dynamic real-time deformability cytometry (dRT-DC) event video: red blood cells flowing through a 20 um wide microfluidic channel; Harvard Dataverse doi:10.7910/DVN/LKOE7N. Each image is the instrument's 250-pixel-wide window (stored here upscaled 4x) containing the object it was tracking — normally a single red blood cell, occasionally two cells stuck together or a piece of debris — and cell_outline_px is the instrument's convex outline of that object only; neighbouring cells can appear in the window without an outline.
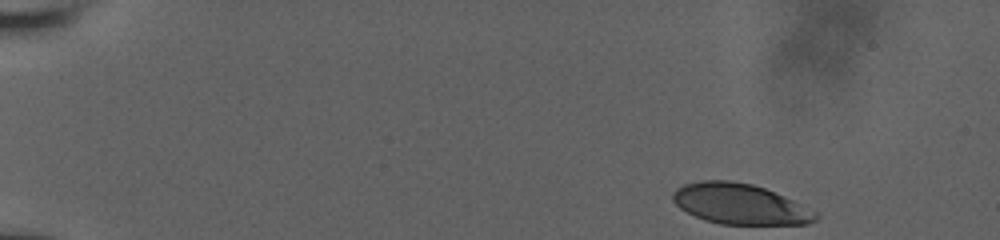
{"species": "human", "species_latin": "Homo sapiens", "temperature_condition": "room temperature", "stored_images_in_passage": 43, "camera_frame_rate_fps": 3000, "um_per_image_px": 0.085, "donor": {"sex": "male"}, "frame": {"image": 1, "passage_image": 1, "time_ms": 0.0, "image_size_px": [1000, 240], "cell_outline_px": [[820, 216], [816, 220], [808, 224], [720, 224], [704, 220], [680, 208], [672, 200], [672, 192], [676, 188], [684, 184], [700, 180], [728, 180], [752, 184], [764, 188], [784, 196], [820, 212]], "centroid_in_image_um": [62.92, 17.34], "position_along_channel_um": 22.1, "area_um2": 33.93}}
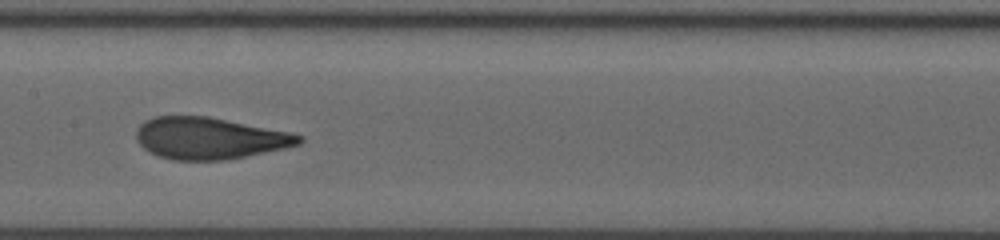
{"frame": {"image": 2, "passage_image": 24, "time_ms": 7.667, "image_size_px": [1000, 240], "cell_outline_px": [[304, 140], [300, 144], [288, 148], [228, 160], [172, 160], [156, 156], [148, 152], [136, 140], [136, 128], [144, 120], [152, 116], [208, 116], [292, 132], [304, 136]], "centroid_in_image_um": [17.83, 11.75], "position_along_channel_um": 189.6, "area_um2": 40.29}}
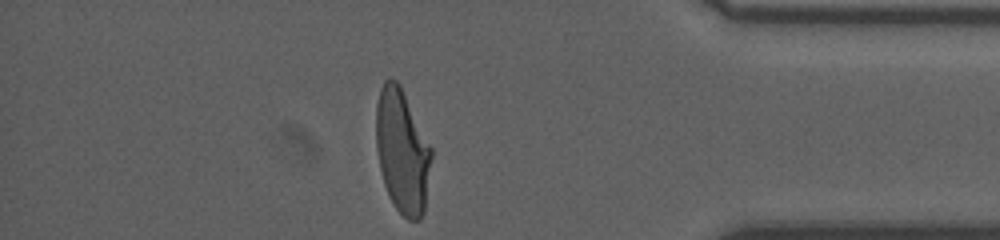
{"frame": {"image": 3, "passage_image": 42, "time_ms": 13.667, "image_size_px": [1000, 240], "cell_outline_px": [[432, 156], [424, 212], [420, 220], [408, 220], [396, 208], [388, 196], [384, 184], [380, 168], [376, 148], [376, 104], [380, 88], [384, 80], [388, 76], [392, 76], [400, 84], [432, 148]], "centroid_in_image_um": [34.18, 12.82], "position_along_channel_um": 401.0, "area_um2": 40.23}, "authors_computed_cell_mechanics": {"area_um2": 39.7086, "velocity_mm_per_s": 3.9506, "shape_relaxation_time_tau1_ms": 4.7632, "shape_relaxation_time_tau2_ms": 0.8225, "deformation_change_tau1": 0.2073, "deformation_change_tau2": 0.0817}}